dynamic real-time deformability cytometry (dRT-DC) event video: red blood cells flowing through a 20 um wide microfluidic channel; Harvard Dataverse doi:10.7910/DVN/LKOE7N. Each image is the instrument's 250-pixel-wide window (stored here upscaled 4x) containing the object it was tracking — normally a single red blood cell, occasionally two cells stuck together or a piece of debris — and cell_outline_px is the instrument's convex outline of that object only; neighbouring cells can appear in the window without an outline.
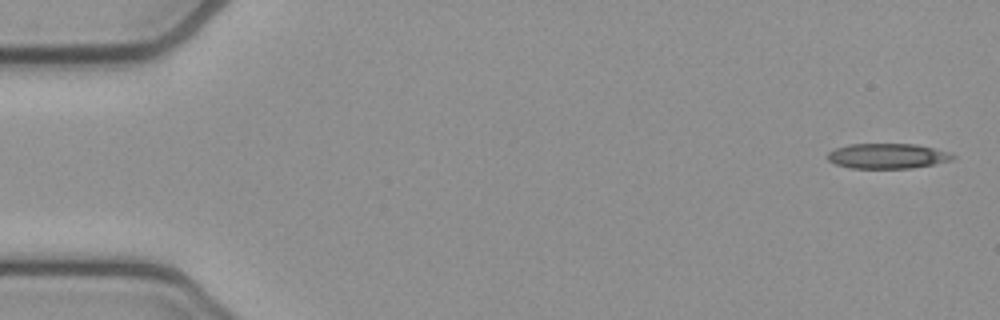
{"species": "common noctule bat (a hibernating species)", "species_latin": "Nyctalus noctula", "temperature_condition": "cold", "stored_images_in_passage": 52, "camera_frame_rate_fps": 3000, "um_per_image_px": 0.085, "animal": {"sex": "female", "body_mass_g": 21.9}, "frame": {"image": 1, "passage_image": 1, "time_ms": 0.0, "image_size_px": [1000, 320], "cell_outline_px": [[956, 156], [952, 160], [912, 168], [852, 168], [836, 164], [828, 160], [828, 152], [836, 148], [848, 144], [916, 144], [936, 148], [948, 152]], "centroid_in_image_um": [75.44, 13.25], "position_along_channel_um": 9.6, "area_um2": 18.26}}
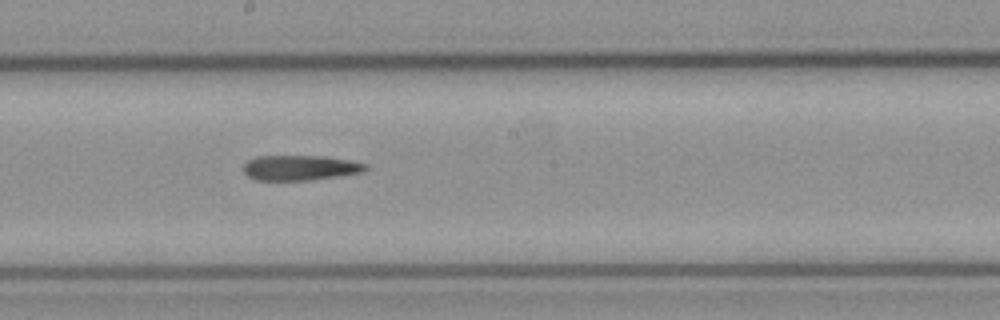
{"frame": {"image": 2, "passage_image": 28, "time_ms": 9.0, "image_size_px": [1000, 320], "cell_outline_px": [[368, 168], [360, 172], [340, 176], [312, 180], [256, 180], [248, 176], [244, 172], [244, 164], [248, 160], [256, 156], [324, 156], [348, 160], [368, 164]], "centroid_in_image_um": [25.5, 14.26], "position_along_channel_um": 222.7, "area_um2": 17.86}}
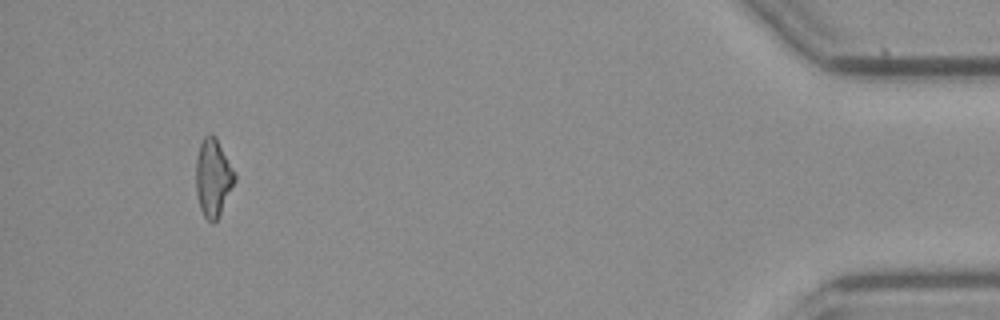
{"frame": {"image": 3, "passage_image": 49, "time_ms": 16.0, "image_size_px": [1000, 320], "cell_outline_px": [[236, 180], [220, 216], [212, 224], [204, 216], [200, 208], [196, 192], [196, 160], [200, 144], [204, 136], [208, 132], [212, 132], [216, 136], [236, 176]], "centroid_in_image_um": [18.11, 15.1], "position_along_channel_um": 417.1, "area_um2": 17.69}, "authors_computed_cell_mechanics": {"area_um2": 18.6694, "velocity_mm_per_s": 3.8432, "shape_relaxation_time_tau1_ms": 10.4963, "shape_relaxation_time_tau2_ms": null, "deformation_change_tau1": 0.2637, "deformation_change_tau2": null}}